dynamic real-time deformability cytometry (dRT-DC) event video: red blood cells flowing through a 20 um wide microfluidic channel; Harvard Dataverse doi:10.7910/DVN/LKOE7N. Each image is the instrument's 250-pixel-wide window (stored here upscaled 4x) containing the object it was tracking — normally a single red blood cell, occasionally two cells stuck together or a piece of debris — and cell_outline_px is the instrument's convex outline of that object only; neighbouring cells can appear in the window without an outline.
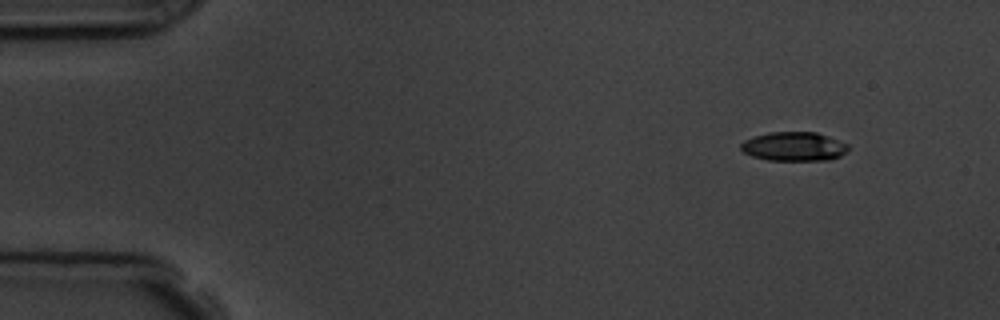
{"species": "common noctule bat (a hibernating species)", "species_latin": "Nyctalus noctula", "temperature_condition": "room temperature", "stored_images_in_passage": 5, "camera_frame_rate_fps": 3000, "um_per_image_px": 0.085, "animal": {"sex": "male", "body_mass_g": 19.5, "forearm_length_mm": 54.6}, "frame": {"image": 1, "passage_image": 1, "time_ms": 0.0, "image_size_px": [1000, 320], "cell_outline_px": [[848, 152], [832, 160], [768, 160], [752, 156], [744, 152], [740, 148], [740, 144], [744, 140], [752, 136], [768, 132], [816, 132], [828, 136], [848, 144]], "centroid_in_image_um": [67.48, 12.45], "position_along_channel_um": 17.5, "area_um2": 18.32}}
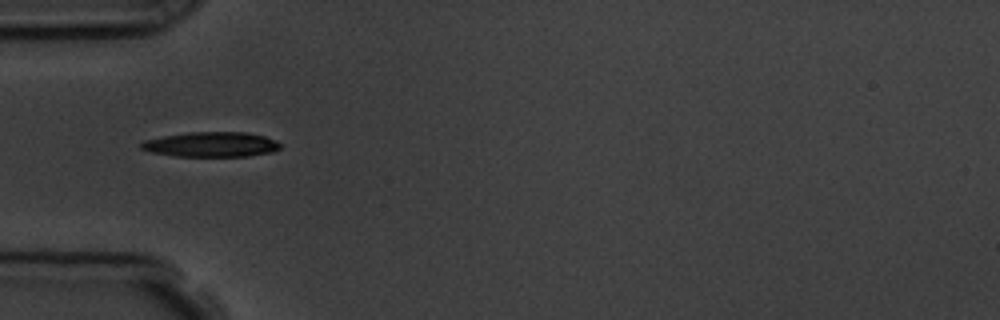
{"frame": {"image": 2, "passage_image": 4, "time_ms": 4.0, "image_size_px": [1000, 320], "cell_outline_px": [[280, 148], [272, 152], [248, 156], [176, 156], [152, 152], [140, 148], [140, 144], [144, 140], [164, 136], [188, 132], [248, 132], [264, 136], [276, 140], [280, 144]], "centroid_in_image_um": [17.97, 12.27], "position_along_channel_um": 67.0, "area_um2": 20.17}}